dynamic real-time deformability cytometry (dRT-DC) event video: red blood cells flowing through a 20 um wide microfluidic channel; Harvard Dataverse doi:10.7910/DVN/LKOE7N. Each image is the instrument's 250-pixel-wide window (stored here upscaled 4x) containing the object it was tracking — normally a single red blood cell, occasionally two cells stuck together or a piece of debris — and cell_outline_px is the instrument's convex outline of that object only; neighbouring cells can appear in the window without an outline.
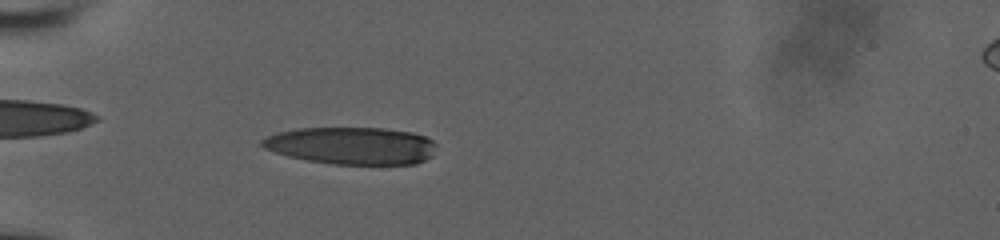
{"species": "human", "species_latin": "Homo sapiens", "temperature_condition": "room temperature", "stored_images_in_passage": 38, "camera_frame_rate_fps": 3000, "um_per_image_px": 0.085, "donor": {"sex": "male"}, "frame": {"image": 1, "passage_image": 11, "time_ms": 5.0, "image_size_px": [1000, 240], "cell_outline_px": [[436, 144], [432, 156], [416, 164], [336, 164], [308, 160], [288, 156], [264, 148], [260, 144], [260, 140], [276, 132], [296, 128], [388, 128], [412, 132], [424, 136], [432, 140]], "centroid_in_image_um": [29.89, 12.37], "position_along_channel_um": 55.1, "area_um2": 37.97}}
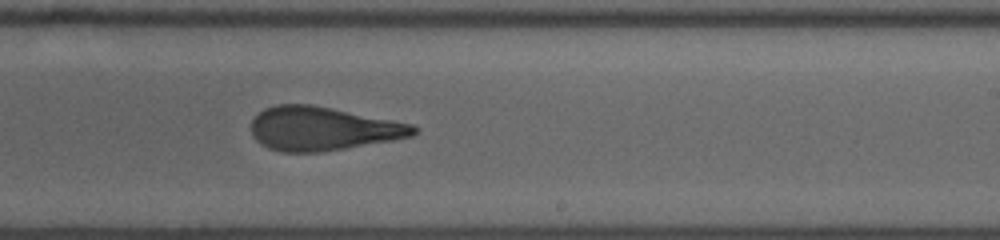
{"frame": {"image": 2, "passage_image": 23, "time_ms": 10.667, "image_size_px": [1000, 240], "cell_outline_px": [[420, 128], [412, 136], [392, 140], [344, 148], [316, 152], [280, 152], [268, 148], [260, 144], [252, 136], [252, 120], [264, 108], [276, 104], [312, 104], [412, 124]], "centroid_in_image_um": [27.39, 10.93], "position_along_channel_um": 261.6, "area_um2": 41.15}}
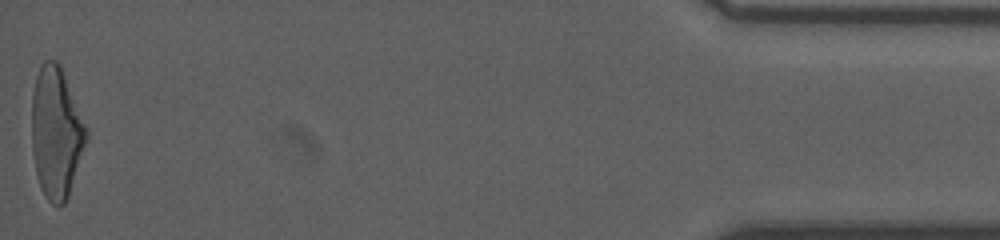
{"frame": {"image": 3, "passage_image": 38, "time_ms": 17.0, "image_size_px": [1000, 240], "cell_outline_px": [[88, 140], [68, 196], [64, 204], [60, 208], [56, 208], [44, 196], [40, 188], [36, 172], [32, 152], [32, 92], [36, 76], [40, 64], [44, 60], [56, 60], [60, 64], [88, 128]], "centroid_in_image_um": [4.78, 11.29], "position_along_channel_um": 430.4, "area_um2": 42.31}}